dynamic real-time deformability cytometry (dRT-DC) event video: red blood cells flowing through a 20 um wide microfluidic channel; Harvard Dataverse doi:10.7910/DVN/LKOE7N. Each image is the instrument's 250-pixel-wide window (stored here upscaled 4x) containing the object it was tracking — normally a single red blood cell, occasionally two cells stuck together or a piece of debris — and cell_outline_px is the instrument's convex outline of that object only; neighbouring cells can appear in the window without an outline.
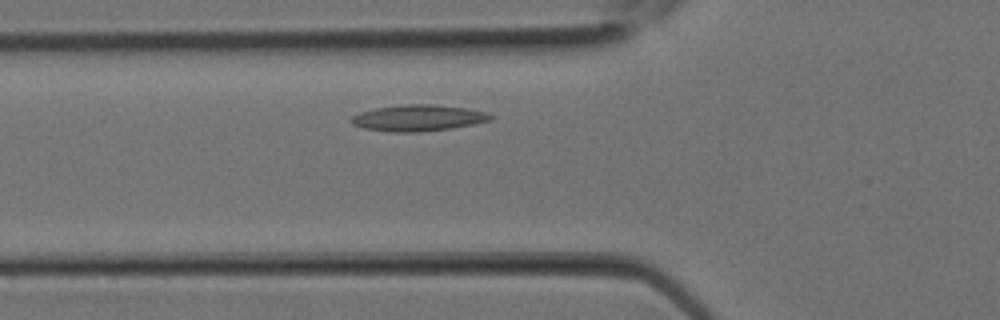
{"species": "Egyptian fruit bat (a non-hibernating species)", "species_latin": "Rousettus aegyptiacus", "temperature_condition": "room temperature", "stored_images_in_passage": 10, "camera_frame_rate_fps": 3000, "um_per_image_px": 0.085, "animal": {"sex": "female"}, "frame": {"image": 1, "passage_image": 2, "time_ms": 0.333, "image_size_px": [1000, 320], "cell_outline_px": [[496, 116], [492, 120], [452, 128], [420, 132], [392, 132], [364, 128], [352, 124], [348, 120], [352, 116], [360, 112], [376, 108], [404, 104], [436, 104], [464, 108], [484, 112]], "centroid_in_image_um": [35.53, 10.02], "position_along_channel_um": 90.3, "area_um2": 21.33}}
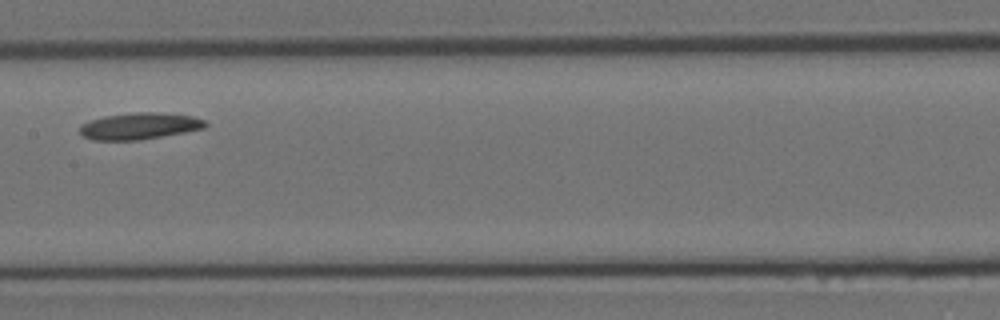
{"frame": {"image": 2, "passage_image": 6, "time_ms": 1.667, "image_size_px": [1000, 320], "cell_outline_px": [[208, 124], [204, 128], [184, 132], [140, 140], [92, 140], [84, 136], [80, 132], [80, 124], [88, 120], [104, 116], [136, 112], [156, 112], [192, 116], [204, 120]], "centroid_in_image_um": [11.82, 10.71], "position_along_channel_um": 195.6, "area_um2": 19.42}}
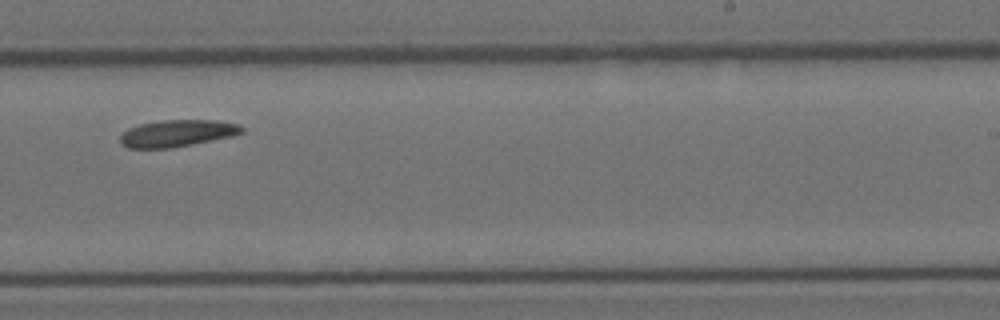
{"frame": {"image": 3, "passage_image": 9, "time_ms": 2.667, "image_size_px": [1000, 320], "cell_outline_px": [[244, 132], [232, 136], [172, 148], [128, 148], [120, 144], [120, 136], [128, 128], [140, 124], [160, 120], [216, 120], [240, 124], [244, 128]], "centroid_in_image_um": [15.06, 11.32], "position_along_channel_um": 273.9, "area_um2": 19.13}}